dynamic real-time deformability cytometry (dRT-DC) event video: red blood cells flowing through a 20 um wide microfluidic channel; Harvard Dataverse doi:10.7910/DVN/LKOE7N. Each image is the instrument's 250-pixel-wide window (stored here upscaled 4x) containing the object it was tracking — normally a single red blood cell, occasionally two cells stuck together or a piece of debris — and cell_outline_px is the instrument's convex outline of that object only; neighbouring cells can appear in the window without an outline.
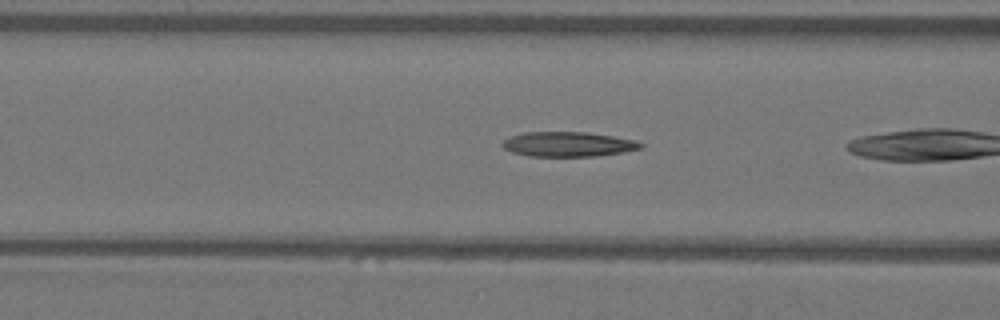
{"species": "Egyptian fruit bat (a non-hibernating species)", "species_latin": "Rousettus aegyptiacus", "temperature_condition": "warm", "stored_images_in_passage": 6, "camera_frame_rate_fps": 3000, "um_per_image_px": 0.085, "animal": {"sex": "female"}, "frame": {"image": 1, "passage_image": 4, "time_ms": 1.0, "image_size_px": [1000, 320], "cell_outline_px": [[644, 148], [624, 152], [592, 156], [528, 156], [512, 152], [504, 148], [500, 144], [504, 140], [512, 136], [524, 132], [588, 132], [612, 136], [632, 140], [644, 144]], "centroid_in_image_um": [48.28, 12.26], "position_along_channel_um": 118.3, "area_um2": 19.88}}